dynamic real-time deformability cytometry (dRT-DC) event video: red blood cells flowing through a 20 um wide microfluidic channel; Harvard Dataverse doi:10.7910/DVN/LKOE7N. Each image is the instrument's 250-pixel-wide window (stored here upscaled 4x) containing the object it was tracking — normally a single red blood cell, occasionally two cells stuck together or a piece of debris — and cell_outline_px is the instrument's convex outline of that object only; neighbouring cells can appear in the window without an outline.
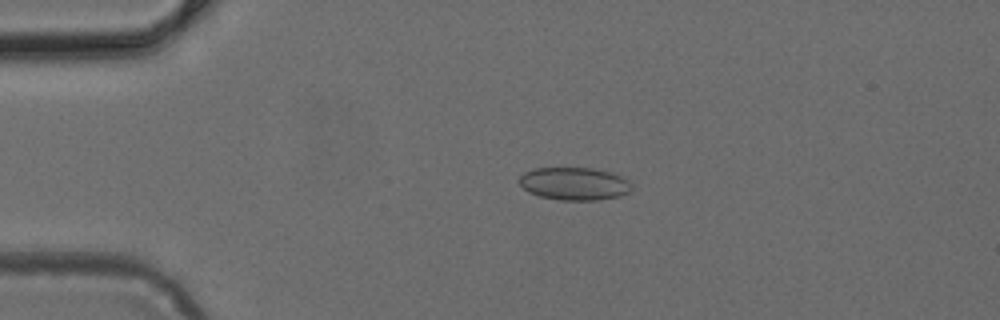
{"species": "common noctule bat (a hibernating species)", "species_latin": "Nyctalus noctula", "temperature_condition": "cold", "stored_images_in_passage": 42, "camera_frame_rate_fps": 3000, "um_per_image_px": 0.085, "animal": {"sex": "female", "body_mass_g": 24.6, "forearm_length_mm": 56.2}, "frame": {"image": 1, "passage_image": 10, "time_ms": 3.0, "image_size_px": [1000, 320], "cell_outline_px": [[632, 192], [620, 196], [600, 200], [560, 200], [540, 196], [528, 192], [520, 184], [520, 176], [524, 172], [532, 168], [596, 168], [620, 176], [628, 180], [632, 184]], "centroid_in_image_um": [48.84, 15.62], "position_along_channel_um": 36.2, "area_um2": 21.62}}
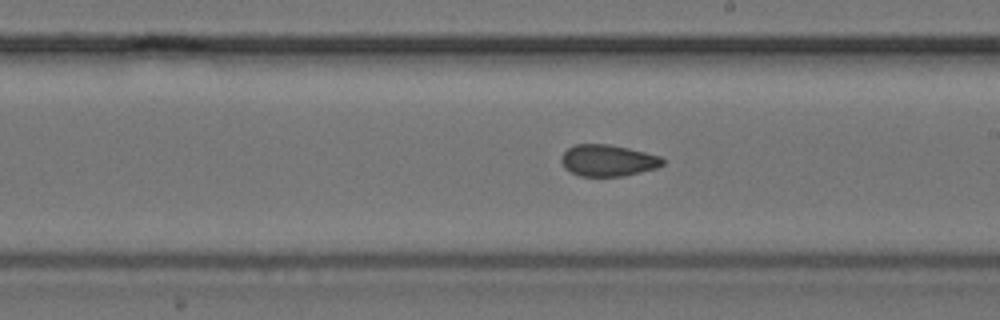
{"frame": {"image": 2, "passage_image": 27, "time_ms": 8.667, "image_size_px": [1000, 320], "cell_outline_px": [[664, 164], [656, 168], [624, 176], [580, 176], [564, 168], [560, 160], [560, 156], [568, 148], [576, 144], [608, 144], [628, 148], [660, 156], [664, 160]], "centroid_in_image_um": [51.65, 13.64], "position_along_channel_um": 237.4, "area_um2": 18.61}}
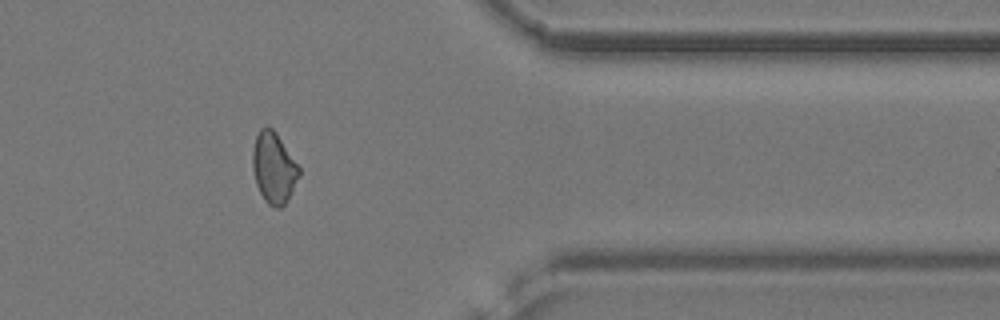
{"frame": {"image": 3, "passage_image": 39, "time_ms": 12.667, "image_size_px": [1000, 320], "cell_outline_px": [[300, 176], [288, 200], [280, 208], [276, 208], [268, 204], [264, 200], [256, 184], [252, 168], [252, 152], [256, 136], [260, 128], [264, 124], [268, 124], [276, 132], [300, 168]], "centroid_in_image_um": [23.26, 14.25], "position_along_channel_um": 388.1, "area_um2": 19.42}}